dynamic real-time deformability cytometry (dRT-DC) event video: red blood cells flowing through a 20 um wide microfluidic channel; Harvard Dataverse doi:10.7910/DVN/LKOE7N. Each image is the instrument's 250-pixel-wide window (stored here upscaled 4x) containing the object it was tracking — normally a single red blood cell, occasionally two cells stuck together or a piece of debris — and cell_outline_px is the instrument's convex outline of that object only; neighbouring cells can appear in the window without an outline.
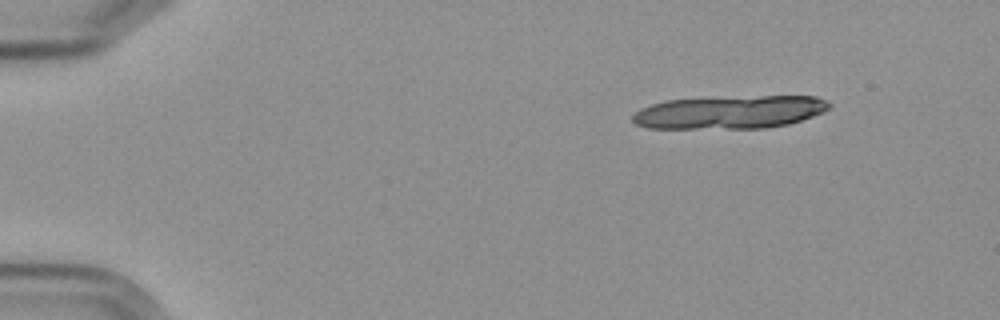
{"species": "Egyptian fruit bat (a non-hibernating species)", "species_latin": "Rousettus aegyptiacus", "temperature_condition": "cold", "stored_images_in_passage": 6, "camera_frame_rate_fps": 3000, "um_per_image_px": 0.085, "frame": {"image": 1, "passage_image": 2, "time_ms": 1.0, "image_size_px": [1000, 320], "cell_outline_px": [[832, 108], [824, 112], [788, 124], [764, 128], [648, 128], [636, 124], [632, 120], [632, 116], [640, 108], [664, 100], [760, 96], [816, 96], [828, 100], [832, 104]], "centroid_in_image_um": [62.07, 9.53], "position_along_channel_um": 22.9, "area_um2": 37.86}}
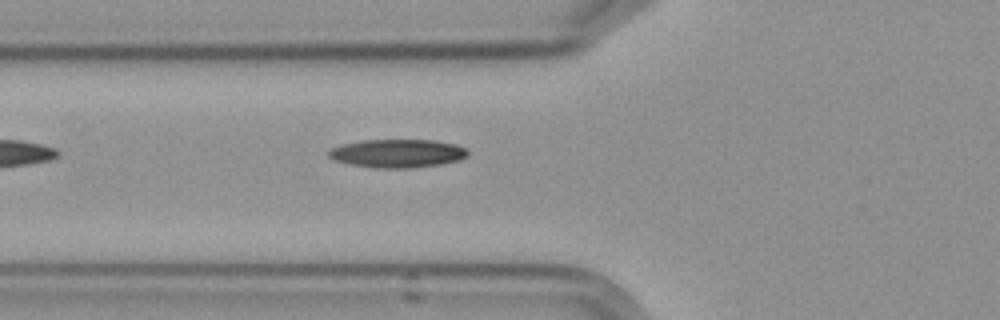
{"frame": {"image": 2, "passage_image": 6, "time_ms": 6.0, "image_size_px": [1000, 320], "cell_outline_px": [[468, 156], [460, 160], [440, 164], [416, 168], [376, 168], [352, 164], [336, 160], [328, 156], [328, 148], [340, 144], [360, 140], [436, 140], [456, 144], [464, 148], [468, 152]], "centroid_in_image_um": [33.78, 13.03], "position_along_channel_um": 92.0, "area_um2": 23.18}}